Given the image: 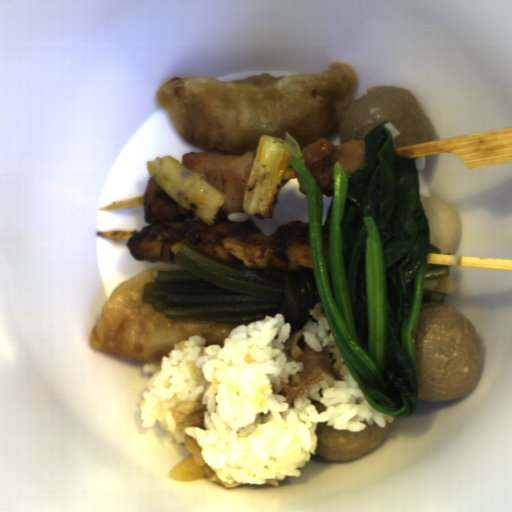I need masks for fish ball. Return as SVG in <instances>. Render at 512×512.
<instances>
[{"mask_svg": "<svg viewBox=\"0 0 512 512\" xmlns=\"http://www.w3.org/2000/svg\"><path fill=\"white\" fill-rule=\"evenodd\" d=\"M420 202L429 223V244L439 248L440 254L452 253L461 237L456 211L433 196L420 194Z\"/></svg>", "mask_w": 512, "mask_h": 512, "instance_id": "obj_1", "label": "fish ball"}]
</instances>
